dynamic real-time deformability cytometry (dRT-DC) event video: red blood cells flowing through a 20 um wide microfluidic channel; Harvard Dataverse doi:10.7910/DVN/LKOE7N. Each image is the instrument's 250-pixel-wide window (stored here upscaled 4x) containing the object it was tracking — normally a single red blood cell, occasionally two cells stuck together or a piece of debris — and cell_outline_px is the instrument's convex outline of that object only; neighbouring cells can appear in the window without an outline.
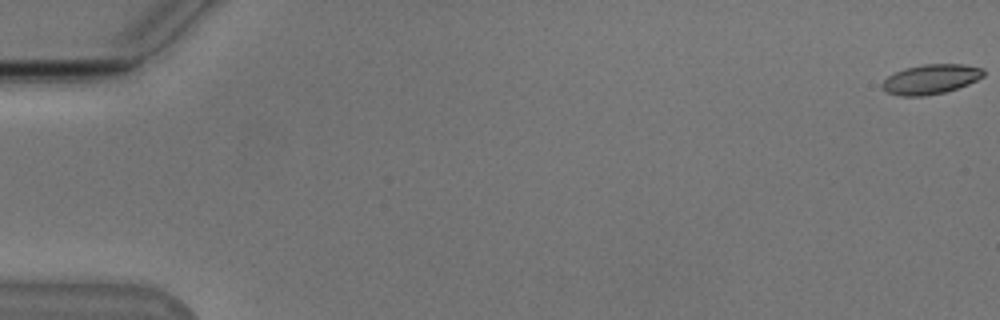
{"species": "Egyptian fruit bat (a non-hibernating species)", "species_latin": "Rousettus aegyptiacus", "temperature_condition": "cold", "stored_images_in_passage": 55, "camera_frame_rate_fps": 3000, "um_per_image_px": 0.085, "animal": {"sex": "male"}, "frame": {"image": 1, "passage_image": 1, "time_ms": 0.0, "image_size_px": [1000, 320], "cell_outline_px": [[984, 76], [968, 84], [944, 92], [924, 96], [900, 96], [884, 92], [880, 84], [888, 76], [904, 68], [924, 64], [964, 64], [984, 68]], "centroid_in_image_um": [79.09, 6.73], "position_along_channel_um": 5.9, "area_um2": 17.63}}
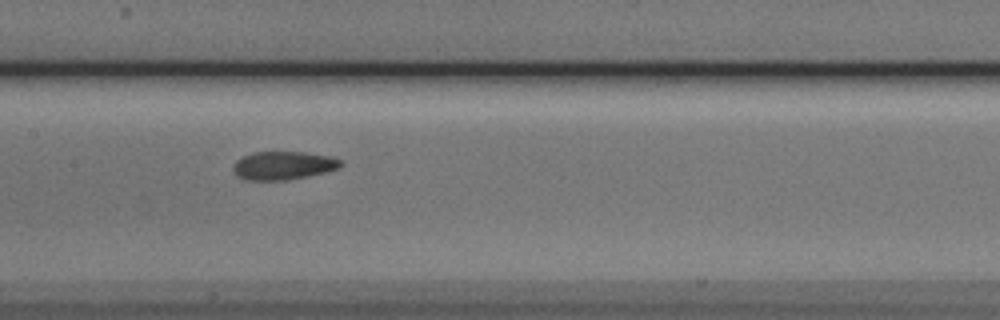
{"frame": {"image": 2, "passage_image": 28, "time_ms": 9.0, "image_size_px": [1000, 320], "cell_outline_px": [[344, 164], [340, 168], [324, 172], [284, 180], [244, 180], [236, 176], [232, 168], [236, 160], [252, 152], [304, 152], [332, 156], [344, 160]], "centroid_in_image_um": [24.09, 14.06], "position_along_channel_um": 183.3, "area_um2": 17.86}}
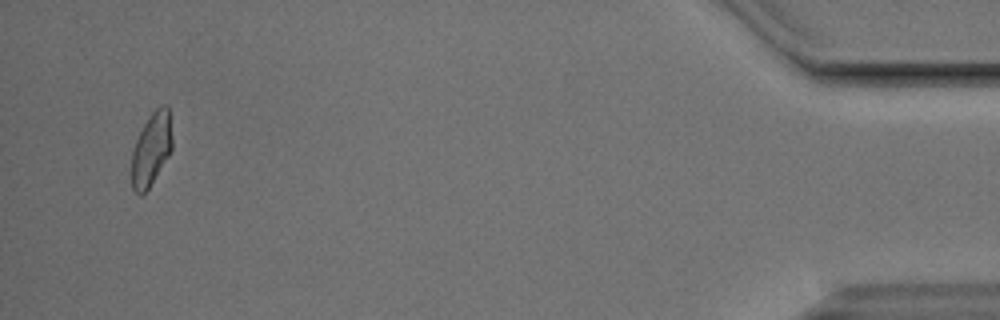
{"frame": {"image": 3, "passage_image": 53, "time_ms": 17.333, "image_size_px": [1000, 320], "cell_outline_px": [[172, 148], [168, 156], [148, 188], [140, 196], [132, 188], [132, 152], [136, 140], [144, 124], [152, 112], [160, 104], [168, 104], [172, 136]], "centroid_in_image_um": [12.87, 12.63], "position_along_channel_um": 422.3, "area_um2": 17.05}, "authors_computed_cell_mechanics": {"area_um2": 17.918, "velocity_mm_per_s": 3.8238, "shape_relaxation_time_tau1_ms": null, "shape_relaxation_time_tau2_ms": 1.6085, "deformation_change_tau1": null, "deformation_change_tau2": 0.0713}}